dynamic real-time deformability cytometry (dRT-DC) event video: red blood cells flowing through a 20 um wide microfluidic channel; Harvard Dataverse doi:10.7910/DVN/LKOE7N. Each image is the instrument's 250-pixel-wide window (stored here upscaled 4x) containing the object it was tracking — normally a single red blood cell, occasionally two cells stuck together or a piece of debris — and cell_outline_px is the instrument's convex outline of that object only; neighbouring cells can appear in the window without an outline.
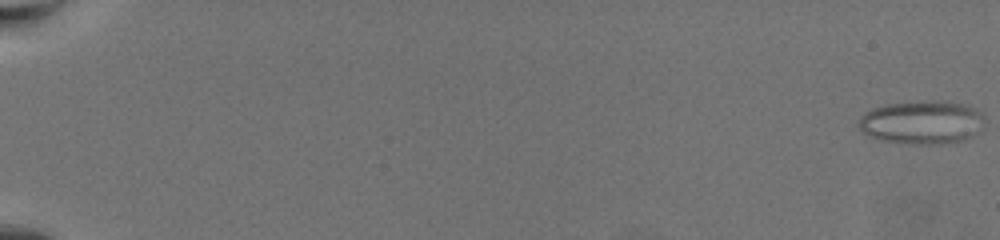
{"species": "common noctule bat (a hibernating species)", "species_latin": "Nyctalus noctula", "temperature_condition": "warm", "stored_images_in_passage": 66, "camera_frame_rate_fps": 3000, "um_per_image_px": 0.085, "animal": {"sex": "female", "body_mass_g": 19.5, "forearm_length_mm": 54.1}, "frame": {"image": 1, "passage_image": 1, "time_ms": 0.0, "image_size_px": [1000, 240], "cell_outline_px": [[984, 120], [968, 136], [960, 140], [940, 144], [908, 144], [880, 140], [864, 132], [856, 124], [860, 116], [872, 108], [888, 104], [936, 100], [944, 100], [964, 104], [976, 108], [984, 116]], "centroid_in_image_um": [78.3, 10.38], "position_along_channel_um": 6.7, "area_um2": 31.44}}
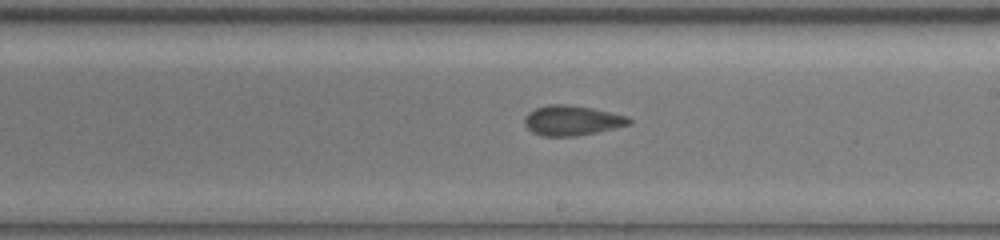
{"frame": {"image": 2, "passage_image": 42, "time_ms": 13.667, "image_size_px": [1000, 240], "cell_outline_px": [[632, 124], [596, 132], [576, 136], [540, 136], [532, 132], [524, 124], [524, 116], [528, 112], [536, 108], [548, 104], [568, 104], [592, 108], [628, 116], [632, 120]], "centroid_in_image_um": [48.6, 10.23], "position_along_channel_um": 240.4, "area_um2": 18.38}}
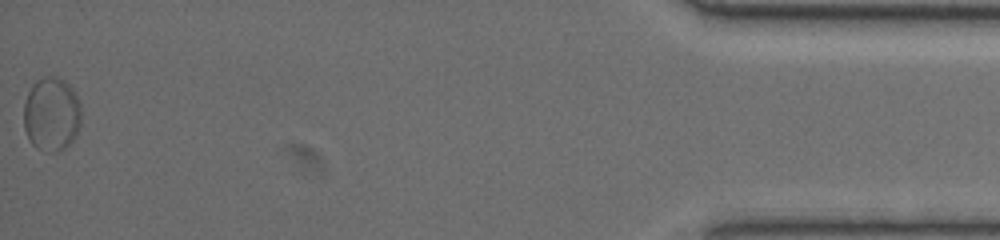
{"frame": {"image": 3, "passage_image": 66, "time_ms": 21.667, "image_size_px": [1000, 240], "cell_outline_px": [[80, 124], [76, 136], [64, 148], [52, 152], [48, 152], [36, 148], [32, 144], [24, 128], [24, 104], [28, 92], [32, 84], [36, 80], [44, 76], [56, 76], [64, 80], [72, 88], [80, 104]], "centroid_in_image_um": [4.37, 9.69], "position_along_channel_um": 430.8, "area_um2": 24.8}, "authors_computed_cell_mechanics": {"area_um2": 19.7098, "velocity_mm_per_s": 3.3773, "shape_relaxation_time_tau1_ms": 5.0998, "shape_relaxation_time_tau2_ms": 1.003, "deformation_change_tau1": 0.1052, "deformation_change_tau2": 0.0753}}